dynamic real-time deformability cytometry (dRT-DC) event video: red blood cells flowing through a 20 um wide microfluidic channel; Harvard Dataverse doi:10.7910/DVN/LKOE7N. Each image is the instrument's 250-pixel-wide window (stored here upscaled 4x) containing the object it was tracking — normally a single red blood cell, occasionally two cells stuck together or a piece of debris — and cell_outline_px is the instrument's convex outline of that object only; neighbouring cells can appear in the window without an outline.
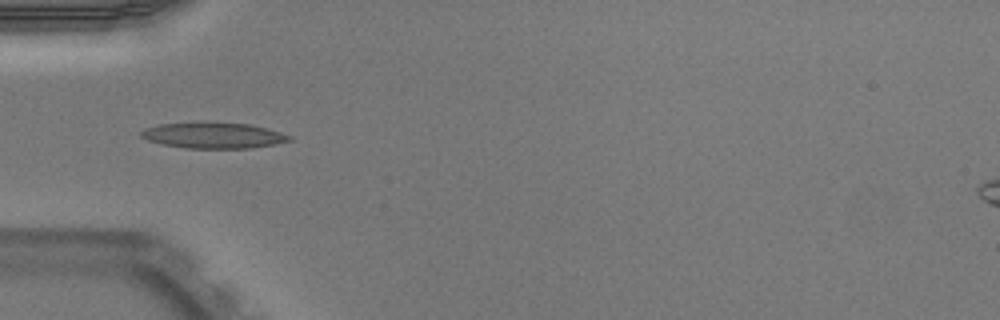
{"species": "Egyptian fruit bat (a non-hibernating species)", "species_latin": "Rousettus aegyptiacus", "temperature_condition": "warm", "stored_images_in_passage": 35, "camera_frame_rate_fps": 3000, "um_per_image_px": 0.085, "animal": {"sex": "male"}, "frame": {"image": 1, "passage_image": 1, "time_ms": 0.0, "image_size_px": [1000, 320], "cell_outline_px": [[292, 140], [252, 148], [188, 148], [164, 144], [148, 140], [140, 136], [140, 132], [144, 128], [160, 124], [248, 124], [268, 128], [292, 136]], "centroid_in_image_um": [18.16, 11.53], "position_along_channel_um": 66.8, "area_um2": 21.5}}
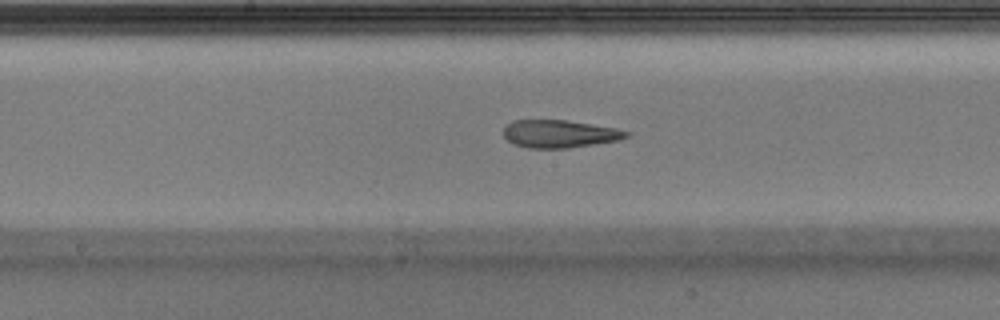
{"frame": {"image": 2, "passage_image": 11, "time_ms": 3.333, "image_size_px": [1000, 320], "cell_outline_px": [[632, 132], [628, 136], [620, 140], [568, 148], [528, 148], [516, 144], [508, 140], [504, 136], [504, 128], [512, 120], [564, 120], [616, 128]], "centroid_in_image_um": [47.59, 11.37], "position_along_channel_um": 200.6, "area_um2": 19.71}, "authors_computed_cell_mechanics": {"area_um2": 20.9236, "velocity_mm_per_s": 4.0084, "shape_relaxation_time_tau1_ms": null, "shape_relaxation_time_tau2_ms": 1.2568, "deformation_change_tau1": null, "deformation_change_tau2": 0.0961}}